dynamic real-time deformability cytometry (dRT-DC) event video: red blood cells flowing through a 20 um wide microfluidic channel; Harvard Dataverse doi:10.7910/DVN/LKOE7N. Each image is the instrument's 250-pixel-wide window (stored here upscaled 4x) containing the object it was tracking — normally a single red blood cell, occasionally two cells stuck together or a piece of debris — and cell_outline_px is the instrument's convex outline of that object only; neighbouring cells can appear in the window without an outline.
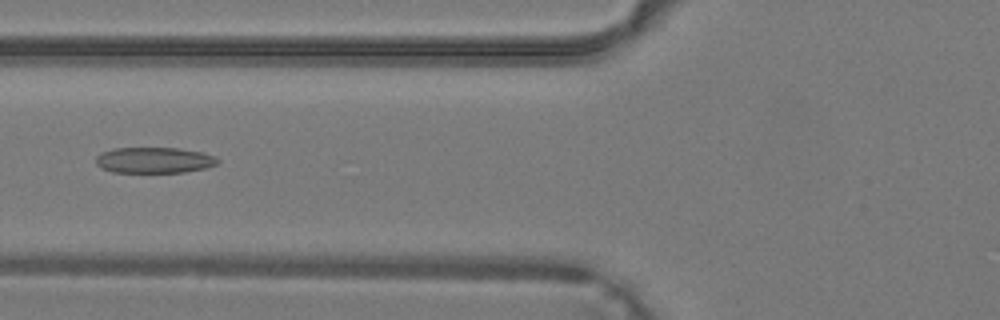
{"species": "common noctule bat (a hibernating species)", "species_latin": "Nyctalus noctula", "temperature_condition": "warm", "stored_images_in_passage": 41, "camera_frame_rate_fps": 3000, "um_per_image_px": 0.085, "animal": {"sex": "male", "body_mass_g": 19.2, "forearm_length_mm": 51.8}, "frame": {"image": 1, "passage_image": 17, "time_ms": 5.333, "image_size_px": [1000, 320], "cell_outline_px": [[220, 160], [216, 164], [204, 168], [184, 172], [112, 172], [96, 164], [96, 156], [100, 152], [112, 148], [180, 148], [200, 152], [216, 156]], "centroid_in_image_um": [13.09, 13.6], "position_along_channel_um": 112.7, "area_um2": 18.32}}
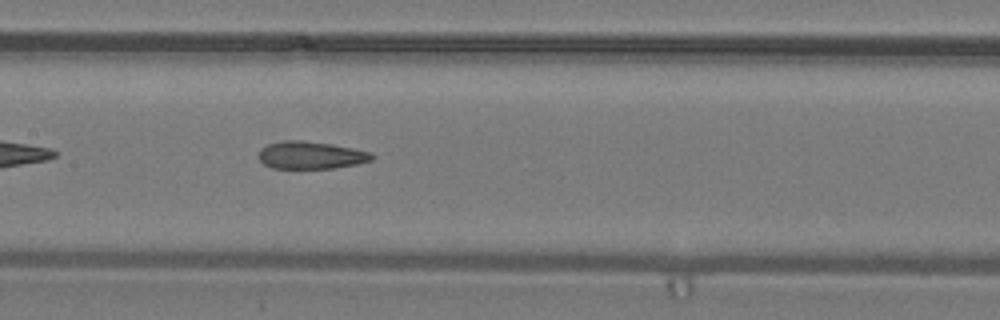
{"frame": {"image": 2, "passage_image": 21, "time_ms": 6.667, "image_size_px": [1000, 320], "cell_outline_px": [[376, 156], [372, 160], [356, 164], [332, 168], [272, 168], [264, 164], [260, 160], [260, 148], [268, 144], [284, 140], [304, 140], [332, 144], [372, 152]], "centroid_in_image_um": [26.44, 13.18], "position_along_channel_um": 181.0, "area_um2": 18.15}}
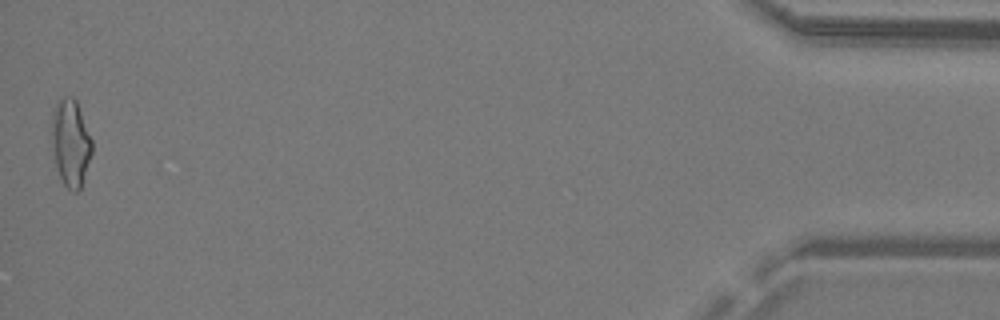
{"frame": {"image": 3, "passage_image": 41, "time_ms": 13.333, "image_size_px": [1000, 320], "cell_outline_px": [[92, 152], [80, 188], [76, 192], [72, 192], [64, 184], [60, 176], [56, 164], [52, 132], [52, 112], [56, 104], [64, 96], [72, 96], [76, 100], [92, 140]], "centroid_in_image_um": [6.02, 12.12], "position_along_channel_um": 429.2, "area_um2": 19.88}}